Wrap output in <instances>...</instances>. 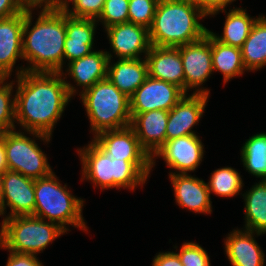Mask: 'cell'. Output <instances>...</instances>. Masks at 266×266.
I'll return each instance as SVG.
<instances>
[{
    "mask_svg": "<svg viewBox=\"0 0 266 266\" xmlns=\"http://www.w3.org/2000/svg\"><path fill=\"white\" fill-rule=\"evenodd\" d=\"M15 77V123L24 132L52 136L68 102L79 90L60 72L25 71Z\"/></svg>",
    "mask_w": 266,
    "mask_h": 266,
    "instance_id": "obj_1",
    "label": "cell"
},
{
    "mask_svg": "<svg viewBox=\"0 0 266 266\" xmlns=\"http://www.w3.org/2000/svg\"><path fill=\"white\" fill-rule=\"evenodd\" d=\"M34 10L36 9H25L22 34L23 60L29 64L27 67H16V76L25 71L61 72L65 66V11L62 8H42L36 21L32 23Z\"/></svg>",
    "mask_w": 266,
    "mask_h": 266,
    "instance_id": "obj_2",
    "label": "cell"
},
{
    "mask_svg": "<svg viewBox=\"0 0 266 266\" xmlns=\"http://www.w3.org/2000/svg\"><path fill=\"white\" fill-rule=\"evenodd\" d=\"M207 15L194 0H159L149 39L153 46L178 47L202 39L208 32L200 21Z\"/></svg>",
    "mask_w": 266,
    "mask_h": 266,
    "instance_id": "obj_3",
    "label": "cell"
},
{
    "mask_svg": "<svg viewBox=\"0 0 266 266\" xmlns=\"http://www.w3.org/2000/svg\"><path fill=\"white\" fill-rule=\"evenodd\" d=\"M34 191L35 207L32 216L54 222L66 232L70 231L69 225L88 231L89 227L82 213L85 200L73 195L66 184L63 186L54 172L36 179Z\"/></svg>",
    "mask_w": 266,
    "mask_h": 266,
    "instance_id": "obj_4",
    "label": "cell"
},
{
    "mask_svg": "<svg viewBox=\"0 0 266 266\" xmlns=\"http://www.w3.org/2000/svg\"><path fill=\"white\" fill-rule=\"evenodd\" d=\"M81 164L82 178L91 181L94 188L129 189L134 191L144 186L147 178L129 161L112 159L93 140L77 149Z\"/></svg>",
    "mask_w": 266,
    "mask_h": 266,
    "instance_id": "obj_5",
    "label": "cell"
},
{
    "mask_svg": "<svg viewBox=\"0 0 266 266\" xmlns=\"http://www.w3.org/2000/svg\"><path fill=\"white\" fill-rule=\"evenodd\" d=\"M93 137L103 131L130 126V101L108 78L79 94Z\"/></svg>",
    "mask_w": 266,
    "mask_h": 266,
    "instance_id": "obj_6",
    "label": "cell"
},
{
    "mask_svg": "<svg viewBox=\"0 0 266 266\" xmlns=\"http://www.w3.org/2000/svg\"><path fill=\"white\" fill-rule=\"evenodd\" d=\"M65 233L58 224L32 215L5 218L1 222L0 248L37 256Z\"/></svg>",
    "mask_w": 266,
    "mask_h": 266,
    "instance_id": "obj_7",
    "label": "cell"
},
{
    "mask_svg": "<svg viewBox=\"0 0 266 266\" xmlns=\"http://www.w3.org/2000/svg\"><path fill=\"white\" fill-rule=\"evenodd\" d=\"M16 130L4 133L8 170L19 172L33 180L51 174L53 170L48 162L47 155L35 140L48 144L52 136L38 132L24 133L22 130ZM26 134L32 135L33 139L26 136Z\"/></svg>",
    "mask_w": 266,
    "mask_h": 266,
    "instance_id": "obj_8",
    "label": "cell"
},
{
    "mask_svg": "<svg viewBox=\"0 0 266 266\" xmlns=\"http://www.w3.org/2000/svg\"><path fill=\"white\" fill-rule=\"evenodd\" d=\"M184 69V92L193 89V94L210 95L203 86L213 73L212 35L207 34L200 40L179 46ZM195 88V89H194Z\"/></svg>",
    "mask_w": 266,
    "mask_h": 266,
    "instance_id": "obj_9",
    "label": "cell"
},
{
    "mask_svg": "<svg viewBox=\"0 0 266 266\" xmlns=\"http://www.w3.org/2000/svg\"><path fill=\"white\" fill-rule=\"evenodd\" d=\"M92 140L112 159L131 162L148 179L152 171L151 157L140 146L130 126L100 132Z\"/></svg>",
    "mask_w": 266,
    "mask_h": 266,
    "instance_id": "obj_10",
    "label": "cell"
},
{
    "mask_svg": "<svg viewBox=\"0 0 266 266\" xmlns=\"http://www.w3.org/2000/svg\"><path fill=\"white\" fill-rule=\"evenodd\" d=\"M204 152V144L196 134L174 138L166 141L151 157V168L156 166L155 159L160 157L168 168L174 170L169 174L194 172L200 166Z\"/></svg>",
    "mask_w": 266,
    "mask_h": 266,
    "instance_id": "obj_11",
    "label": "cell"
},
{
    "mask_svg": "<svg viewBox=\"0 0 266 266\" xmlns=\"http://www.w3.org/2000/svg\"><path fill=\"white\" fill-rule=\"evenodd\" d=\"M186 93L177 85L150 76L129 98L130 114L151 110L170 111Z\"/></svg>",
    "mask_w": 266,
    "mask_h": 266,
    "instance_id": "obj_12",
    "label": "cell"
},
{
    "mask_svg": "<svg viewBox=\"0 0 266 266\" xmlns=\"http://www.w3.org/2000/svg\"><path fill=\"white\" fill-rule=\"evenodd\" d=\"M111 51H106L109 59H140L146 57L151 43L149 30L134 23L115 24L105 29ZM143 53V54H142Z\"/></svg>",
    "mask_w": 266,
    "mask_h": 266,
    "instance_id": "obj_13",
    "label": "cell"
},
{
    "mask_svg": "<svg viewBox=\"0 0 266 266\" xmlns=\"http://www.w3.org/2000/svg\"><path fill=\"white\" fill-rule=\"evenodd\" d=\"M3 219L34 214L35 180L19 172L6 170L3 173ZM10 212L6 215V208Z\"/></svg>",
    "mask_w": 266,
    "mask_h": 266,
    "instance_id": "obj_14",
    "label": "cell"
},
{
    "mask_svg": "<svg viewBox=\"0 0 266 266\" xmlns=\"http://www.w3.org/2000/svg\"><path fill=\"white\" fill-rule=\"evenodd\" d=\"M209 95L188 93L169 111L168 122L166 126V141L195 135L193 127L199 125Z\"/></svg>",
    "mask_w": 266,
    "mask_h": 266,
    "instance_id": "obj_15",
    "label": "cell"
},
{
    "mask_svg": "<svg viewBox=\"0 0 266 266\" xmlns=\"http://www.w3.org/2000/svg\"><path fill=\"white\" fill-rule=\"evenodd\" d=\"M175 202L182 209L194 213L211 214L212 201L207 183L191 174H169Z\"/></svg>",
    "mask_w": 266,
    "mask_h": 266,
    "instance_id": "obj_16",
    "label": "cell"
},
{
    "mask_svg": "<svg viewBox=\"0 0 266 266\" xmlns=\"http://www.w3.org/2000/svg\"><path fill=\"white\" fill-rule=\"evenodd\" d=\"M25 10L0 19V78H10L17 60H23L22 34Z\"/></svg>",
    "mask_w": 266,
    "mask_h": 266,
    "instance_id": "obj_17",
    "label": "cell"
},
{
    "mask_svg": "<svg viewBox=\"0 0 266 266\" xmlns=\"http://www.w3.org/2000/svg\"><path fill=\"white\" fill-rule=\"evenodd\" d=\"M169 111L151 110L131 114L130 127L134 130L140 146L152 157L166 142V126Z\"/></svg>",
    "mask_w": 266,
    "mask_h": 266,
    "instance_id": "obj_18",
    "label": "cell"
},
{
    "mask_svg": "<svg viewBox=\"0 0 266 266\" xmlns=\"http://www.w3.org/2000/svg\"><path fill=\"white\" fill-rule=\"evenodd\" d=\"M256 235L262 234L238 227L228 233L224 249L231 266H264L265 254L255 240Z\"/></svg>",
    "mask_w": 266,
    "mask_h": 266,
    "instance_id": "obj_19",
    "label": "cell"
},
{
    "mask_svg": "<svg viewBox=\"0 0 266 266\" xmlns=\"http://www.w3.org/2000/svg\"><path fill=\"white\" fill-rule=\"evenodd\" d=\"M145 58L150 77L175 84L184 91V69L179 46L157 47L151 45Z\"/></svg>",
    "mask_w": 266,
    "mask_h": 266,
    "instance_id": "obj_20",
    "label": "cell"
},
{
    "mask_svg": "<svg viewBox=\"0 0 266 266\" xmlns=\"http://www.w3.org/2000/svg\"><path fill=\"white\" fill-rule=\"evenodd\" d=\"M97 25L95 19L74 18L66 14L64 64L80 59L94 50Z\"/></svg>",
    "mask_w": 266,
    "mask_h": 266,
    "instance_id": "obj_21",
    "label": "cell"
},
{
    "mask_svg": "<svg viewBox=\"0 0 266 266\" xmlns=\"http://www.w3.org/2000/svg\"><path fill=\"white\" fill-rule=\"evenodd\" d=\"M109 57L104 50H93L90 54L67 63V69L61 70L72 78L76 87L82 88L79 94L92 87L95 83L107 78ZM65 71V72H64Z\"/></svg>",
    "mask_w": 266,
    "mask_h": 266,
    "instance_id": "obj_22",
    "label": "cell"
},
{
    "mask_svg": "<svg viewBox=\"0 0 266 266\" xmlns=\"http://www.w3.org/2000/svg\"><path fill=\"white\" fill-rule=\"evenodd\" d=\"M143 58L117 59L115 63L109 59L107 78L129 98L149 76L148 64Z\"/></svg>",
    "mask_w": 266,
    "mask_h": 266,
    "instance_id": "obj_23",
    "label": "cell"
},
{
    "mask_svg": "<svg viewBox=\"0 0 266 266\" xmlns=\"http://www.w3.org/2000/svg\"><path fill=\"white\" fill-rule=\"evenodd\" d=\"M220 11L226 14L223 32L219 35L208 30L209 33L223 44L241 48L259 16L254 18L250 17L247 11L242 7H233L229 9V12H227L226 9Z\"/></svg>",
    "mask_w": 266,
    "mask_h": 266,
    "instance_id": "obj_24",
    "label": "cell"
},
{
    "mask_svg": "<svg viewBox=\"0 0 266 266\" xmlns=\"http://www.w3.org/2000/svg\"><path fill=\"white\" fill-rule=\"evenodd\" d=\"M242 196L245 202L243 229L266 234V180L256 182Z\"/></svg>",
    "mask_w": 266,
    "mask_h": 266,
    "instance_id": "obj_25",
    "label": "cell"
},
{
    "mask_svg": "<svg viewBox=\"0 0 266 266\" xmlns=\"http://www.w3.org/2000/svg\"><path fill=\"white\" fill-rule=\"evenodd\" d=\"M243 63L249 72L258 71L266 66V16L259 15L249 36L241 47Z\"/></svg>",
    "mask_w": 266,
    "mask_h": 266,
    "instance_id": "obj_26",
    "label": "cell"
},
{
    "mask_svg": "<svg viewBox=\"0 0 266 266\" xmlns=\"http://www.w3.org/2000/svg\"><path fill=\"white\" fill-rule=\"evenodd\" d=\"M212 64L213 73L214 71L220 72L223 75L224 84L247 71L243 63L241 48L223 44L213 36Z\"/></svg>",
    "mask_w": 266,
    "mask_h": 266,
    "instance_id": "obj_27",
    "label": "cell"
},
{
    "mask_svg": "<svg viewBox=\"0 0 266 266\" xmlns=\"http://www.w3.org/2000/svg\"><path fill=\"white\" fill-rule=\"evenodd\" d=\"M241 148L240 159L246 171L266 180V132L249 137Z\"/></svg>",
    "mask_w": 266,
    "mask_h": 266,
    "instance_id": "obj_28",
    "label": "cell"
},
{
    "mask_svg": "<svg viewBox=\"0 0 266 266\" xmlns=\"http://www.w3.org/2000/svg\"><path fill=\"white\" fill-rule=\"evenodd\" d=\"M209 194H215L219 197H234L242 195L244 186L243 179L236 169L232 167H221L211 173L209 182H207ZM241 192V193H240Z\"/></svg>",
    "mask_w": 266,
    "mask_h": 266,
    "instance_id": "obj_29",
    "label": "cell"
},
{
    "mask_svg": "<svg viewBox=\"0 0 266 266\" xmlns=\"http://www.w3.org/2000/svg\"><path fill=\"white\" fill-rule=\"evenodd\" d=\"M8 79L0 78V134L16 129L15 95L13 93V86L16 84L13 79L8 83Z\"/></svg>",
    "mask_w": 266,
    "mask_h": 266,
    "instance_id": "obj_30",
    "label": "cell"
},
{
    "mask_svg": "<svg viewBox=\"0 0 266 266\" xmlns=\"http://www.w3.org/2000/svg\"><path fill=\"white\" fill-rule=\"evenodd\" d=\"M104 2L105 0H65L62 9L68 16L74 18L97 20L102 13Z\"/></svg>",
    "mask_w": 266,
    "mask_h": 266,
    "instance_id": "obj_31",
    "label": "cell"
},
{
    "mask_svg": "<svg viewBox=\"0 0 266 266\" xmlns=\"http://www.w3.org/2000/svg\"><path fill=\"white\" fill-rule=\"evenodd\" d=\"M129 0H105L102 13L96 20L108 28L115 24L128 22Z\"/></svg>",
    "mask_w": 266,
    "mask_h": 266,
    "instance_id": "obj_32",
    "label": "cell"
},
{
    "mask_svg": "<svg viewBox=\"0 0 266 266\" xmlns=\"http://www.w3.org/2000/svg\"><path fill=\"white\" fill-rule=\"evenodd\" d=\"M159 0H129L128 22L149 29Z\"/></svg>",
    "mask_w": 266,
    "mask_h": 266,
    "instance_id": "obj_33",
    "label": "cell"
},
{
    "mask_svg": "<svg viewBox=\"0 0 266 266\" xmlns=\"http://www.w3.org/2000/svg\"><path fill=\"white\" fill-rule=\"evenodd\" d=\"M183 266H211L207 251L196 242H184L179 251H174Z\"/></svg>",
    "mask_w": 266,
    "mask_h": 266,
    "instance_id": "obj_34",
    "label": "cell"
},
{
    "mask_svg": "<svg viewBox=\"0 0 266 266\" xmlns=\"http://www.w3.org/2000/svg\"><path fill=\"white\" fill-rule=\"evenodd\" d=\"M209 17H213L236 0H194Z\"/></svg>",
    "mask_w": 266,
    "mask_h": 266,
    "instance_id": "obj_35",
    "label": "cell"
},
{
    "mask_svg": "<svg viewBox=\"0 0 266 266\" xmlns=\"http://www.w3.org/2000/svg\"><path fill=\"white\" fill-rule=\"evenodd\" d=\"M5 266H44L38 257L29 254H18L9 251Z\"/></svg>",
    "mask_w": 266,
    "mask_h": 266,
    "instance_id": "obj_36",
    "label": "cell"
},
{
    "mask_svg": "<svg viewBox=\"0 0 266 266\" xmlns=\"http://www.w3.org/2000/svg\"><path fill=\"white\" fill-rule=\"evenodd\" d=\"M152 266H183L174 251L159 252L154 256Z\"/></svg>",
    "mask_w": 266,
    "mask_h": 266,
    "instance_id": "obj_37",
    "label": "cell"
},
{
    "mask_svg": "<svg viewBox=\"0 0 266 266\" xmlns=\"http://www.w3.org/2000/svg\"><path fill=\"white\" fill-rule=\"evenodd\" d=\"M25 9L62 8L65 0H18Z\"/></svg>",
    "mask_w": 266,
    "mask_h": 266,
    "instance_id": "obj_38",
    "label": "cell"
},
{
    "mask_svg": "<svg viewBox=\"0 0 266 266\" xmlns=\"http://www.w3.org/2000/svg\"><path fill=\"white\" fill-rule=\"evenodd\" d=\"M24 10L18 0H0V19L15 16Z\"/></svg>",
    "mask_w": 266,
    "mask_h": 266,
    "instance_id": "obj_39",
    "label": "cell"
},
{
    "mask_svg": "<svg viewBox=\"0 0 266 266\" xmlns=\"http://www.w3.org/2000/svg\"><path fill=\"white\" fill-rule=\"evenodd\" d=\"M8 170V165L6 161V150L4 146V133L0 134V174H3Z\"/></svg>",
    "mask_w": 266,
    "mask_h": 266,
    "instance_id": "obj_40",
    "label": "cell"
},
{
    "mask_svg": "<svg viewBox=\"0 0 266 266\" xmlns=\"http://www.w3.org/2000/svg\"><path fill=\"white\" fill-rule=\"evenodd\" d=\"M3 174H0V216L3 218Z\"/></svg>",
    "mask_w": 266,
    "mask_h": 266,
    "instance_id": "obj_41",
    "label": "cell"
}]
</instances>
